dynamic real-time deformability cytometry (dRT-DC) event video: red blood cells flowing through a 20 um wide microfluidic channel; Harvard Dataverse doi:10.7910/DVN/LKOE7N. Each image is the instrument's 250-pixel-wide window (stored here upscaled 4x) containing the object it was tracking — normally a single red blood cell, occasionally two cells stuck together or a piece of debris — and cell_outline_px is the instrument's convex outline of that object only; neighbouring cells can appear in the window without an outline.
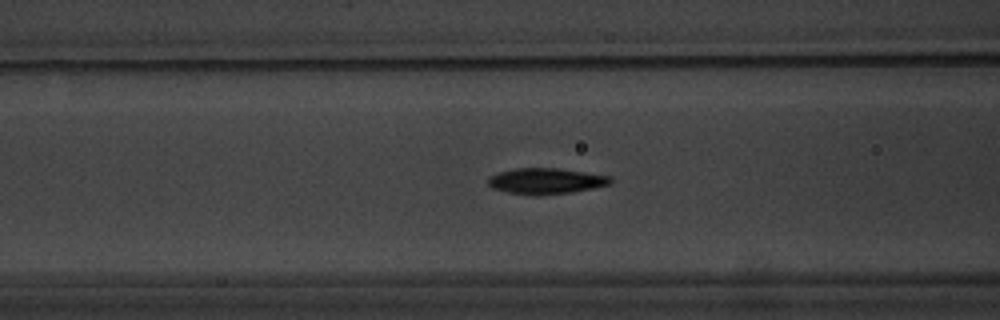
{"species": "common noctule bat (a hibernating species)", "species_latin": "Nyctalus noctula", "temperature_condition": "warm", "stored_images_in_passage": 46, "camera_frame_rate_fps": 3000, "um_per_image_px": 0.085, "animal": {"sex": "male", "body_mass_g": 20.1, "forearm_length_mm": 53.5}, "frame": {"image": 1, "passage_image": 13, "time_ms": 4.0, "image_size_px": [1000, 320], "cell_outline_px": [[612, 180], [608, 184], [592, 188], [572, 192], [540, 196], [532, 196], [508, 192], [492, 188], [488, 184], [488, 176], [500, 172], [516, 168], [556, 168], [612, 176]], "centroid_in_image_um": [46.37, 15.4], "position_along_channel_um": 120.2, "area_um2": 18.5}}
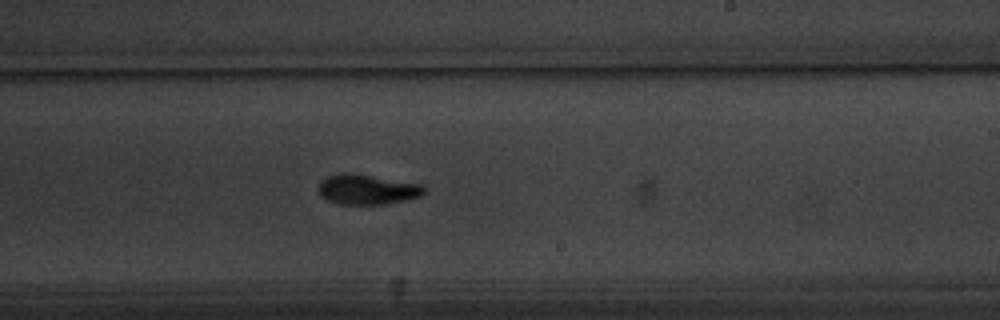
{"frame": {"image": 2, "passage_image": 24, "time_ms": 7.667, "image_size_px": [1000, 320], "cell_outline_px": [[424, 192], [420, 196], [404, 200], [384, 204], [340, 204], [328, 200], [320, 196], [320, 180], [328, 176], [340, 172], [352, 172], [424, 184]], "centroid_in_image_um": [31.21, 16.08], "position_along_channel_um": 257.8, "area_um2": 18.61}}
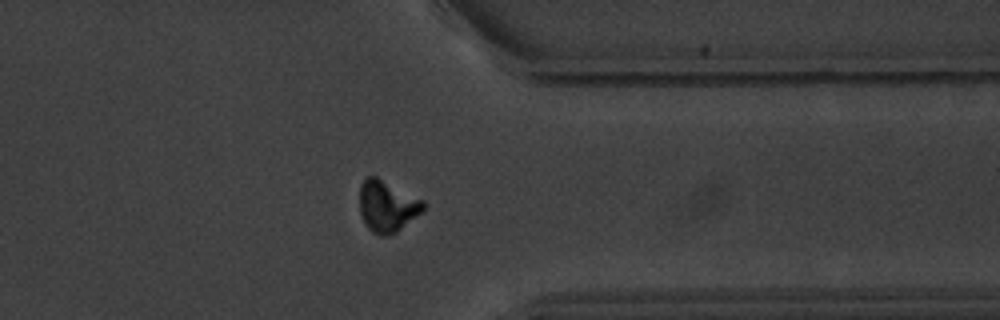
{"frame": {"image": 3, "passage_image": 34, "time_ms": 11.0, "image_size_px": [1000, 320], "cell_outline_px": [[424, 212], [396, 232], [384, 236], [380, 236], [372, 232], [368, 228], [360, 212], [360, 184], [368, 176], [376, 176], [424, 200]], "centroid_in_image_um": [32.93, 17.53], "position_along_channel_um": 378.5, "area_um2": 19.13}, "authors_computed_cell_mechanics": {"area_um2": 18.0914, "velocity_mm_per_s": 3.7549, "shape_relaxation_time_tau1_ms": 2.0728, "shape_relaxation_time_tau2_ms": 3.5233, "deformation_change_tau1": 0.1483, "deformation_change_tau2": 0.0722}}